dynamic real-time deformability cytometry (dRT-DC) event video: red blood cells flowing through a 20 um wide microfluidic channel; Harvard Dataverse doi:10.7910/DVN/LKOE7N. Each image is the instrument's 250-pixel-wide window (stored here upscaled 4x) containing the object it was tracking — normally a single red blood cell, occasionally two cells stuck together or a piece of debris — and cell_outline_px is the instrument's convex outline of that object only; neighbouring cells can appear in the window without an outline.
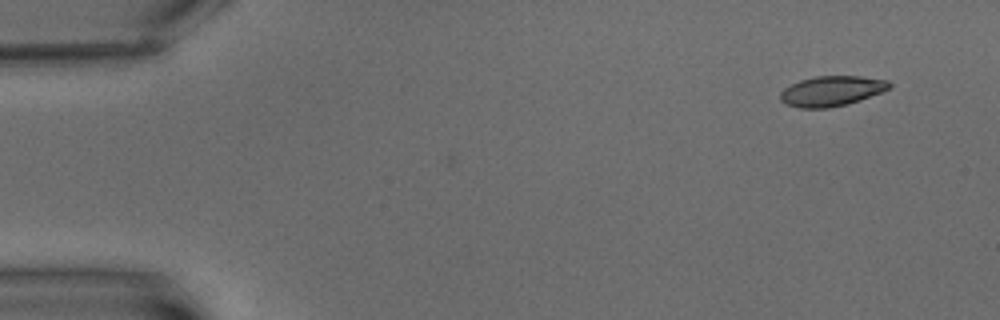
{"species": "common noctule bat (a hibernating species)", "species_latin": "Nyctalus noctula", "temperature_condition": "warm", "stored_images_in_passage": 9, "camera_frame_rate_fps": 3000, "um_per_image_px": 0.085, "animal": {"sex": "male", "body_mass_g": 15.6}, "frame": {"image": 1, "passage_image": 1, "time_ms": 0.0, "image_size_px": [1000, 320], "cell_outline_px": [[892, 88], [860, 100], [848, 104], [828, 108], [800, 108], [784, 104], [780, 100], [780, 92], [784, 88], [800, 80], [816, 76], [860, 76], [888, 80], [892, 84]], "centroid_in_image_um": [70.69, 7.74], "position_along_channel_um": 14.3, "area_um2": 19.31}}
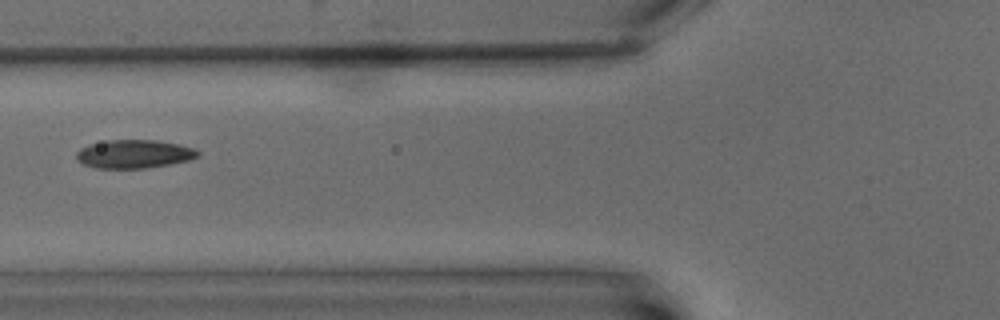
{"frame": {"image": 2, "passage_image": 7, "time_ms": 7.0, "image_size_px": [1000, 320], "cell_outline_px": [[200, 156], [188, 160], [168, 164], [144, 168], [96, 168], [84, 164], [76, 160], [76, 152], [80, 148], [88, 144], [108, 140], [156, 140], [180, 144], [196, 148], [200, 152]], "centroid_in_image_um": [11.4, 13.08], "position_along_channel_um": 114.4, "area_um2": 20.23}}
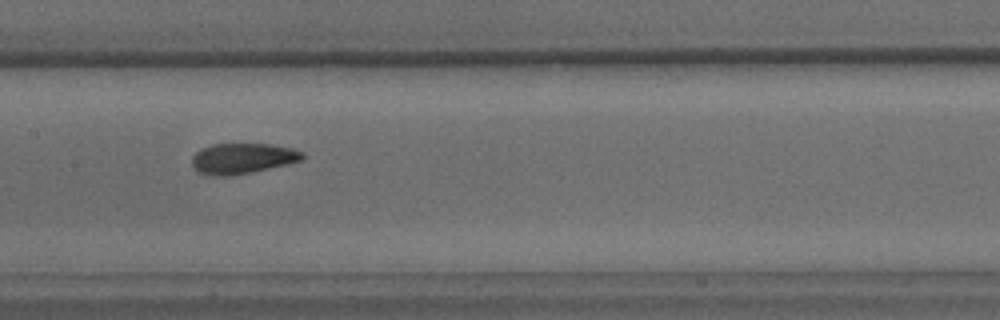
{"frame": {"image": 3, "passage_image": 9, "time_ms": 9.333, "image_size_px": [1000, 320], "cell_outline_px": [[304, 156], [300, 160], [288, 164], [252, 172], [228, 176], [212, 176], [200, 172], [192, 164], [192, 156], [200, 148], [212, 144], [268, 144], [292, 148], [304, 152]], "centroid_in_image_um": [20.6, 13.46], "position_along_channel_um": 186.8, "area_um2": 19.59}}